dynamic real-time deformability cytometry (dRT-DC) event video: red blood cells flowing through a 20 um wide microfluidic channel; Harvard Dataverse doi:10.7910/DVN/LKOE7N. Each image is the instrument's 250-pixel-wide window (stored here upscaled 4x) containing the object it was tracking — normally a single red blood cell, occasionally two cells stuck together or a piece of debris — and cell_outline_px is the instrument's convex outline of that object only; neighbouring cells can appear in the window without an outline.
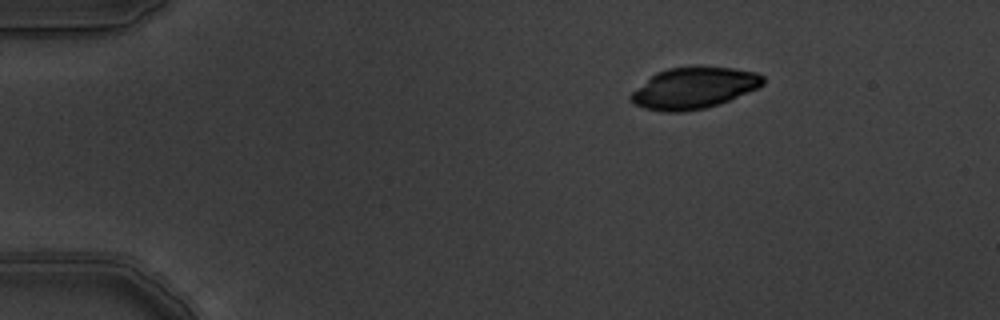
{"species": "common noctule bat (a hibernating species)", "species_latin": "Nyctalus noctula", "temperature_condition": "warm", "stored_images_in_passage": 9, "camera_frame_rate_fps": 3000, "um_per_image_px": 0.085, "animal": {"sex": "male", "body_mass_g": 19.5, "forearm_length_mm": 54.6}, "frame": {"image": 1, "passage_image": 1, "time_ms": 0.0, "image_size_px": [1000, 320], "cell_outline_px": [[764, 84], [756, 88], [728, 100], [704, 108], [680, 112], [664, 112], [644, 108], [632, 104], [628, 100], [628, 96], [632, 92], [656, 72], [668, 68], [732, 68], [756, 72], [764, 76]], "centroid_in_image_um": [58.92, 7.5], "position_along_channel_um": 26.1, "area_um2": 31.21}}